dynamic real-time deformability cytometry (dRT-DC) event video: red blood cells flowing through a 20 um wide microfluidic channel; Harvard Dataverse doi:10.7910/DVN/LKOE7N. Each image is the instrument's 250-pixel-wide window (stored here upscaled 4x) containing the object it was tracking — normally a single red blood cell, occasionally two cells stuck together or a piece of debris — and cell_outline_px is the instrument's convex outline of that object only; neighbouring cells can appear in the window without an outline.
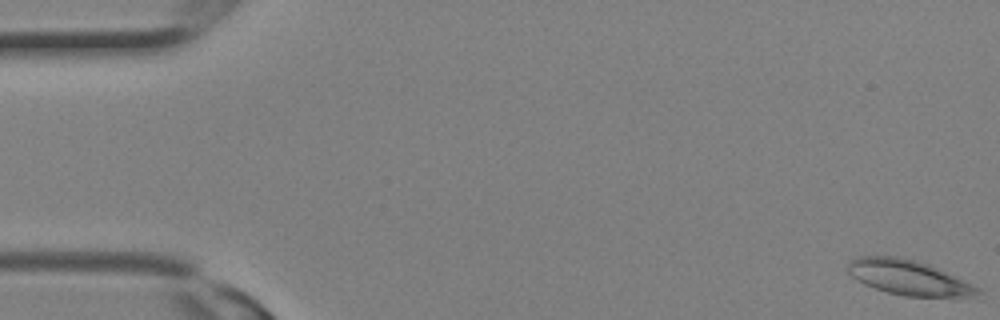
{"species": "Egyptian fruit bat (a non-hibernating species)", "species_latin": "Rousettus aegyptiacus", "temperature_condition": "room temperature", "stored_images_in_passage": 15, "camera_frame_rate_fps": 3000, "um_per_image_px": 0.085, "animal": {"sex": "female"}, "frame": {"image": 1, "passage_image": 1, "time_ms": 0.0, "image_size_px": [1000, 320], "cell_outline_px": [[984, 292], [972, 296], [904, 296], [888, 292], [864, 284], [852, 276], [848, 272], [848, 260], [856, 256], [904, 256], [928, 264], [972, 284], [980, 288]], "centroid_in_image_um": [77.19, 23.56], "position_along_channel_um": 7.8, "area_um2": 26.24}}
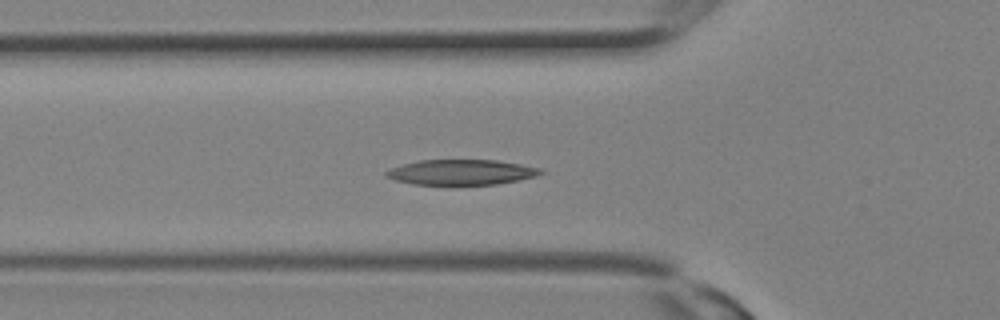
{"frame": {"image": 2, "passage_image": 11, "time_ms": 3.333, "image_size_px": [1000, 320], "cell_outline_px": [[548, 172], [536, 176], [496, 184], [412, 184], [396, 180], [388, 176], [384, 172], [392, 168], [404, 164], [420, 160], [496, 160], [520, 164], [540, 168]], "centroid_in_image_um": [39.26, 14.63], "position_along_channel_um": 86.5, "area_um2": 22.43}}
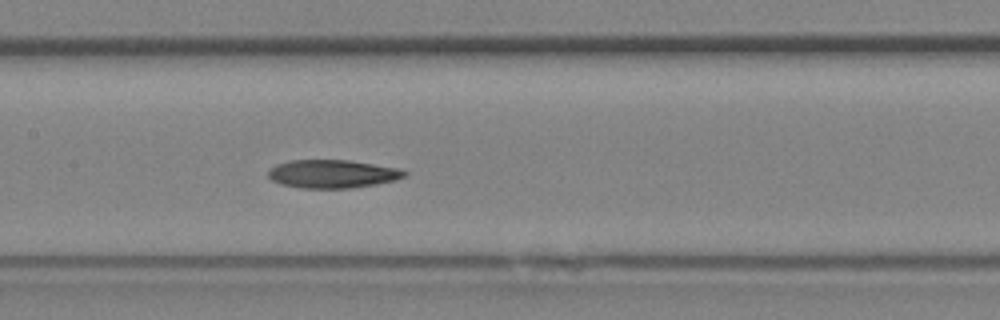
{"frame": {"image": 3, "passage_image": 15, "time_ms": 4.667, "image_size_px": [1000, 320], "cell_outline_px": [[408, 176], [396, 180], [376, 184], [352, 188], [300, 188], [280, 184], [272, 180], [268, 176], [268, 168], [276, 164], [288, 160], [348, 160], [400, 168], [408, 172]], "centroid_in_image_um": [28.26, 14.78], "position_along_channel_um": 179.1, "area_um2": 22.72}}